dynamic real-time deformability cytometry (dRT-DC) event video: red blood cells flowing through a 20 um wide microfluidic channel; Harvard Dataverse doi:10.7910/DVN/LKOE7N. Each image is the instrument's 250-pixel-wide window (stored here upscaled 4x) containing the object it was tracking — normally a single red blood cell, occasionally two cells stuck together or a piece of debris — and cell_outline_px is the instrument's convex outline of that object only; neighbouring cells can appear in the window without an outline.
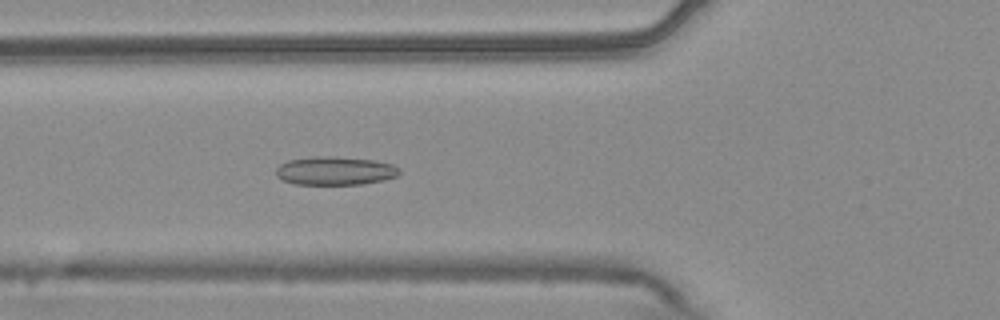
{"species": "common noctule bat (a hibernating species)", "species_latin": "Nyctalus noctula", "temperature_condition": "warm", "stored_images_in_passage": 53, "camera_frame_rate_fps": 3000, "um_per_image_px": 0.085, "animal": {"sex": "male", "body_mass_g": 20.4}, "frame": {"image": 1, "passage_image": 19, "time_ms": 6.0, "image_size_px": [1000, 320], "cell_outline_px": [[400, 172], [396, 176], [384, 180], [360, 184], [296, 184], [284, 180], [276, 176], [276, 168], [280, 164], [288, 160], [312, 156], [332, 156], [372, 160], [392, 164], [400, 168]], "centroid_in_image_um": [28.47, 14.51], "position_along_channel_um": 97.3, "area_um2": 20.4}}
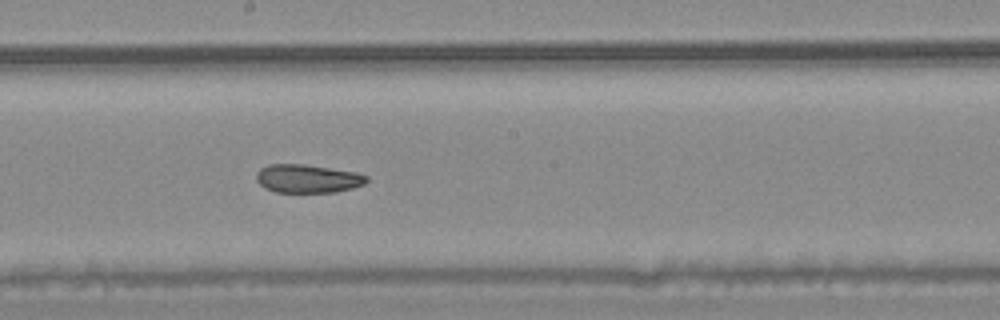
{"frame": {"image": 2, "passage_image": 29, "time_ms": 9.333, "image_size_px": [1000, 320], "cell_outline_px": [[368, 180], [364, 184], [352, 188], [336, 192], [276, 192], [264, 188], [256, 180], [256, 172], [260, 168], [268, 164], [304, 164], [356, 172], [368, 176]], "centroid_in_image_um": [26.13, 15.18], "position_along_channel_um": 222.1, "area_um2": 18.32}}
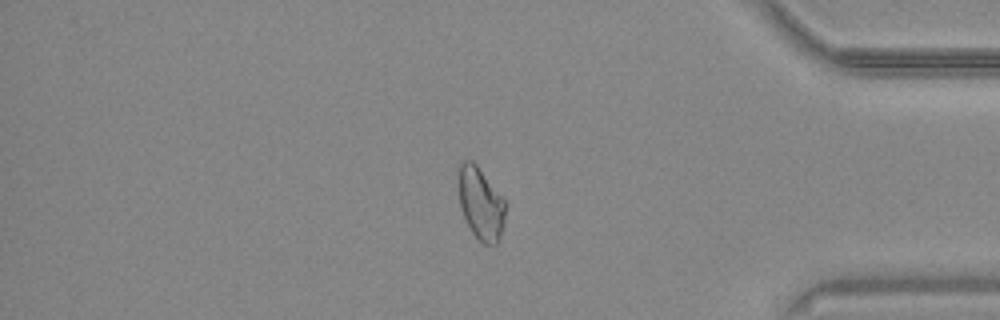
{"frame": {"image": 3, "passage_image": 45, "time_ms": 14.667, "image_size_px": [1000, 320], "cell_outline_px": [[504, 224], [500, 236], [496, 244], [484, 244], [472, 232], [464, 216], [460, 204], [460, 164], [464, 160], [472, 160], [476, 164], [504, 200]], "centroid_in_image_um": [40.87, 17.32], "position_along_channel_um": 394.3, "area_um2": 18.96}, "authors_computed_cell_mechanics": {"area_um2": 20.4612, "velocity_mm_per_s": 3.734, "shape_relaxation_time_tau1_ms": null, "shape_relaxation_time_tau2_ms": 2.9782, "deformation_change_tau1": null, "deformation_change_tau2": 0.08}}